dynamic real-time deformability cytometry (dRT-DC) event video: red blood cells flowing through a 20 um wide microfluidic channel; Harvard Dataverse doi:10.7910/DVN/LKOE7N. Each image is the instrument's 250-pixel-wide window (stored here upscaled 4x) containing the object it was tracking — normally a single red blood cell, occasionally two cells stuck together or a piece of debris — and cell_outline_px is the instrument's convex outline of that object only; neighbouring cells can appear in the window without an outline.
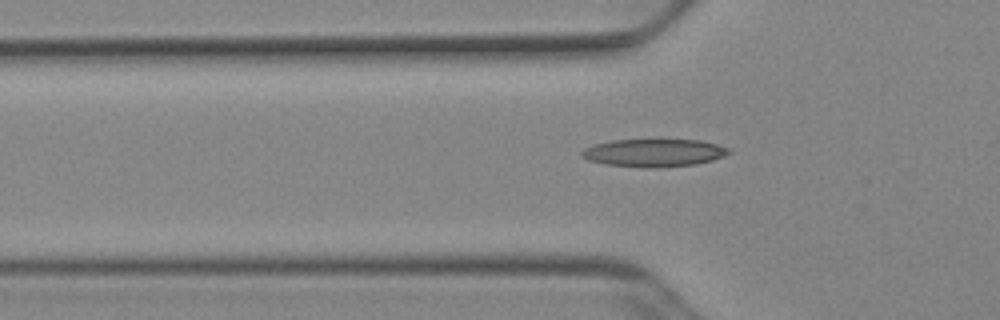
{"species": "Egyptian fruit bat (a non-hibernating species)", "species_latin": "Rousettus aegyptiacus", "temperature_condition": "cold", "stored_images_in_passage": 39, "camera_frame_rate_fps": 3000, "um_per_image_px": 0.085, "animal": {"sex": "female"}, "frame": {"image": 1, "passage_image": 7, "time_ms": 2.0, "image_size_px": [1000, 320], "cell_outline_px": [[732, 152], [724, 156], [712, 160], [696, 164], [656, 168], [644, 168], [604, 164], [588, 160], [580, 156], [580, 152], [584, 148], [592, 144], [612, 140], [700, 140], [732, 148]], "centroid_in_image_um": [55.57, 12.99], "position_along_channel_um": 70.2, "area_um2": 24.1}}
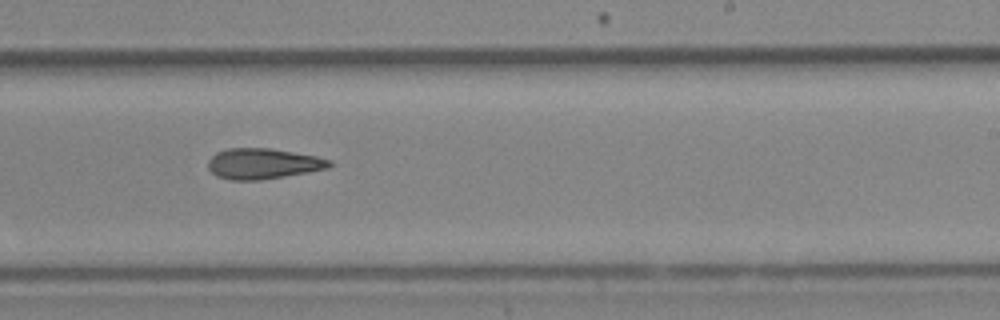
{"frame": {"image": 2, "passage_image": 22, "time_ms": 7.0, "image_size_px": [1000, 320], "cell_outline_px": [[332, 164], [328, 168], [308, 172], [260, 180], [232, 180], [216, 176], [208, 168], [208, 160], [216, 152], [228, 148], [268, 148], [316, 156], [332, 160]], "centroid_in_image_um": [22.34, 13.91], "position_along_channel_um": 266.7, "area_um2": 21.56}}
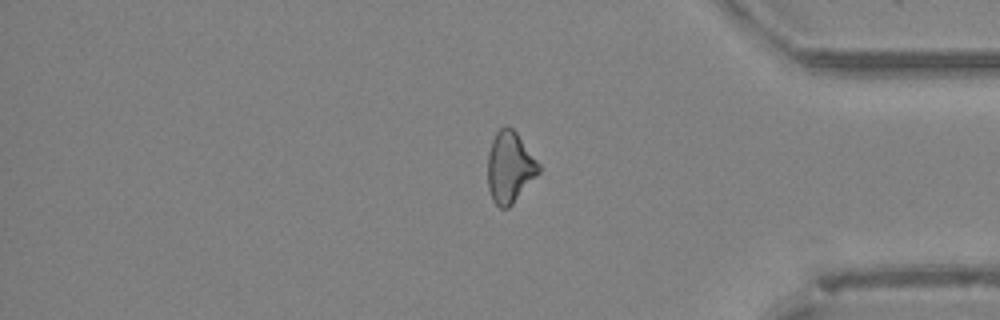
{"frame": {"image": 3, "passage_image": 33, "time_ms": 10.667, "image_size_px": [1000, 320], "cell_outline_px": [[540, 172], [512, 204], [508, 208], [500, 208], [492, 200], [488, 188], [488, 152], [492, 140], [496, 132], [504, 124], [508, 124], [516, 132], [540, 164]], "centroid_in_image_um": [43.32, 14.2], "position_along_channel_um": 391.9, "area_um2": 21.21}}